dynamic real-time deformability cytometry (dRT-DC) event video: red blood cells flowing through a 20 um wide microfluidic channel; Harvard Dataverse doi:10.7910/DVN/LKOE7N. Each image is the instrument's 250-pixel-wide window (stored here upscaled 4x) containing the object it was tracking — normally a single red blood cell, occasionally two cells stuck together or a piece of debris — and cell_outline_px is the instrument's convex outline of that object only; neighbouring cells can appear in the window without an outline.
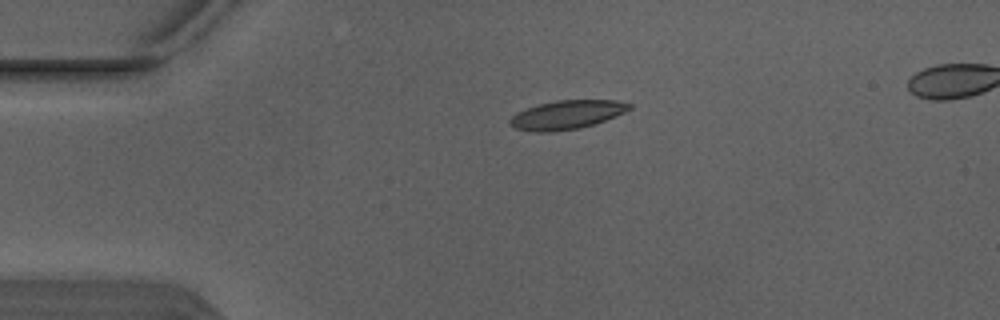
{"species": "Egyptian fruit bat (a non-hibernating species)", "species_latin": "Rousettus aegyptiacus", "temperature_condition": "warm", "stored_images_in_passage": 6, "segment_of_instrument_passage": [1, 2], "camera_frame_rate_fps": 3000, "um_per_image_px": 0.085, "animal": {"sex": "male"}, "frame": {"image": 1, "passage_image": 4, "time_ms": 1.0, "image_size_px": [1000, 320], "cell_outline_px": [[632, 108], [616, 116], [596, 124], [580, 128], [552, 132], [536, 132], [516, 128], [508, 124], [508, 120], [516, 112], [540, 104], [556, 100], [616, 100], [632, 104]], "centroid_in_image_um": [48.19, 9.76], "position_along_channel_um": 36.8, "area_um2": 20.11}}